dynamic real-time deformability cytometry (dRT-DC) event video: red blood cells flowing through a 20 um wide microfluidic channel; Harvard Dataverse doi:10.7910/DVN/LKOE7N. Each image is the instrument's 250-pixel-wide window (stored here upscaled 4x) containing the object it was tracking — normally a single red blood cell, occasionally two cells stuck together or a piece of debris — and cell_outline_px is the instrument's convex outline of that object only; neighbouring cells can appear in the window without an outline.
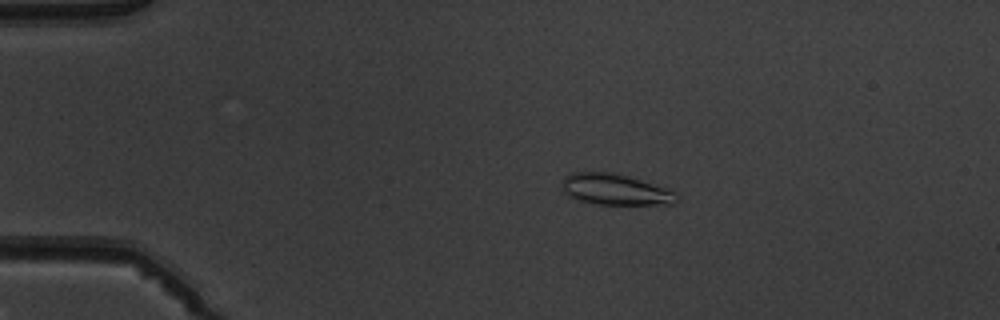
{"species": "common noctule bat (a hibernating species)", "species_latin": "Nyctalus noctula", "temperature_condition": "warm", "stored_images_in_passage": 4, "camera_frame_rate_fps": 3000, "um_per_image_px": 0.085, "animal": {"sex": "male", "body_mass_g": 19.5, "forearm_length_mm": 54.6}, "frame": {"image": 1, "passage_image": 1, "time_ms": 0.0, "image_size_px": [1000, 320], "cell_outline_px": [[680, 200], [672, 204], [592, 204], [576, 200], [568, 196], [564, 192], [564, 176], [572, 172], [612, 172], [628, 176], [668, 188], [676, 192]], "centroid_in_image_um": [52.32, 16.11], "position_along_channel_um": 32.7, "area_um2": 20.87}}
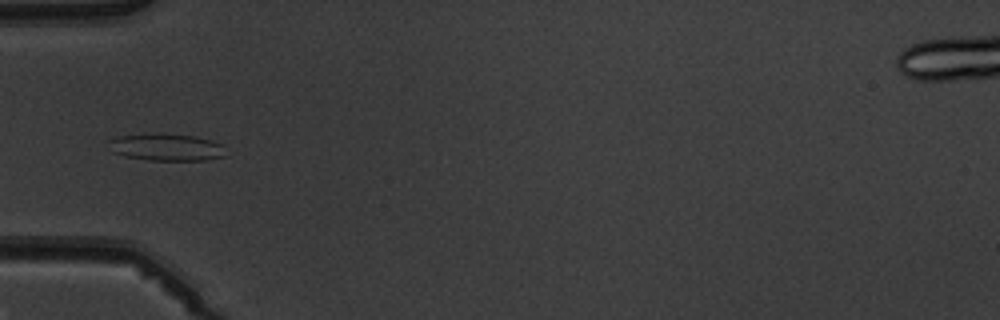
{"frame": {"image": 2, "passage_image": 3, "time_ms": 2.333, "image_size_px": [1000, 320], "cell_outline_px": [[228, 156], [204, 160], [148, 160], [124, 156], [112, 152], [112, 140], [120, 136], [156, 132], [192, 136], [212, 140], [224, 144]], "centroid_in_image_um": [14.25, 12.51], "position_along_channel_um": 70.7, "area_um2": 18.61}}
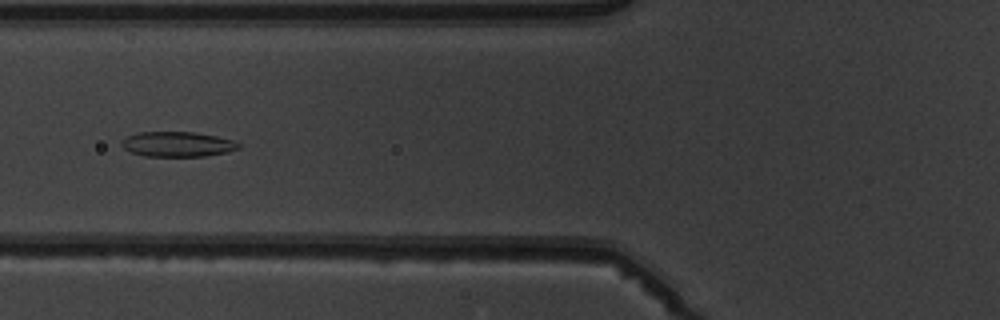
{"frame": {"image": 3, "passage_image": 4, "time_ms": 3.333, "image_size_px": [1000, 320], "cell_outline_px": [[240, 148], [224, 152], [204, 156], [144, 156], [132, 152], [124, 148], [120, 144], [120, 140], [128, 136], [140, 132], [192, 132], [216, 136], [236, 140], [240, 144]], "centroid_in_image_um": [15.08, 12.25], "position_along_channel_um": 110.7, "area_um2": 16.99}}